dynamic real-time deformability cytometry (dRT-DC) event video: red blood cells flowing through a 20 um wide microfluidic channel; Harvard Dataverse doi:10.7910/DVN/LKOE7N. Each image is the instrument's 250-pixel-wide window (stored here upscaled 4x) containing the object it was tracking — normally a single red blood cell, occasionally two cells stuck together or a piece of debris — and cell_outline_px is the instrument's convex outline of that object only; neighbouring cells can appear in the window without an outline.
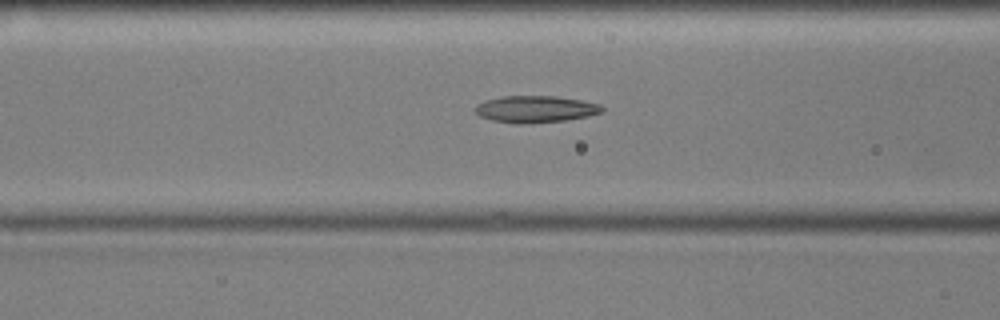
{"species": "common noctule bat (a hibernating species)", "species_latin": "Nyctalus noctula", "temperature_condition": "cold", "stored_images_in_passage": 55, "camera_frame_rate_fps": 3000, "um_per_image_px": 0.085, "animal": {"sex": "male", "body_mass_g": 17.9, "forearm_length_mm": 54.2}, "frame": {"image": 1, "passage_image": 21, "time_ms": 6.667, "image_size_px": [1000, 320], "cell_outline_px": [[604, 112], [588, 116], [564, 120], [524, 124], [516, 124], [492, 120], [480, 116], [472, 108], [476, 104], [484, 100], [504, 96], [556, 96], [580, 100], [600, 104], [604, 108]], "centroid_in_image_um": [45.49, 9.27], "position_along_channel_um": 121.1, "area_um2": 19.94}}
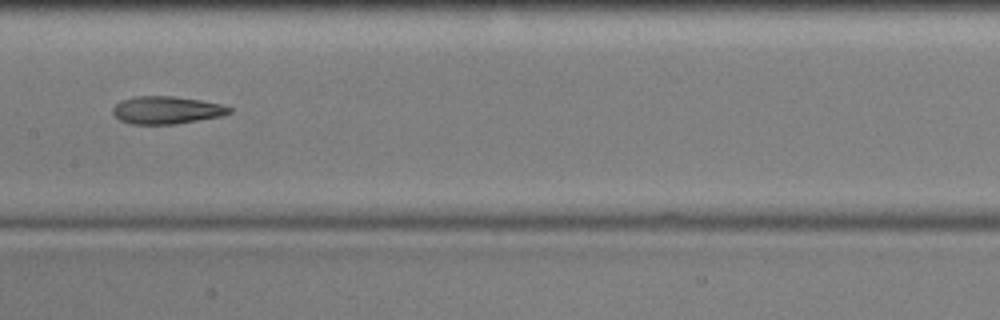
{"frame": {"image": 2, "passage_image": 27, "time_ms": 8.667, "image_size_px": [1000, 320], "cell_outline_px": [[232, 112], [220, 116], [176, 124], [132, 124], [120, 120], [112, 112], [112, 108], [120, 100], [136, 96], [172, 96], [200, 100], [220, 104], [232, 108]], "centroid_in_image_um": [14.13, 9.35], "position_along_channel_um": 193.3, "area_um2": 18.67}}
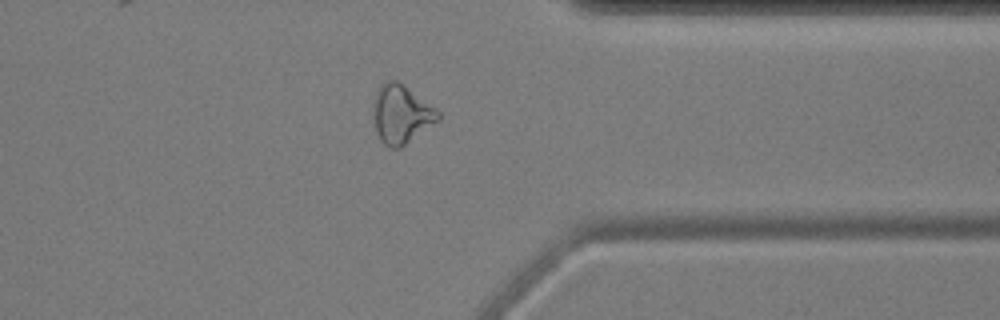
{"frame": {"image": 3, "passage_image": 43, "time_ms": 14.0, "image_size_px": [1000, 320], "cell_outline_px": [[440, 120], [400, 148], [388, 148], [380, 140], [376, 132], [372, 116], [372, 100], [380, 84], [384, 80], [396, 80], [404, 84], [436, 108], [440, 112]], "centroid_in_image_um": [34.07, 9.69], "position_along_channel_um": 377.3, "area_um2": 22.66}, "authors_computed_cell_mechanics": {"area_um2": 19.8832, "velocity_mm_per_s": 3.5899, "shape_relaxation_time_tau1_ms": 5.8933, "shape_relaxation_time_tau2_ms": 5.3388, "deformation_change_tau1": 0.1701, "deformation_change_tau2": 0.1665}}